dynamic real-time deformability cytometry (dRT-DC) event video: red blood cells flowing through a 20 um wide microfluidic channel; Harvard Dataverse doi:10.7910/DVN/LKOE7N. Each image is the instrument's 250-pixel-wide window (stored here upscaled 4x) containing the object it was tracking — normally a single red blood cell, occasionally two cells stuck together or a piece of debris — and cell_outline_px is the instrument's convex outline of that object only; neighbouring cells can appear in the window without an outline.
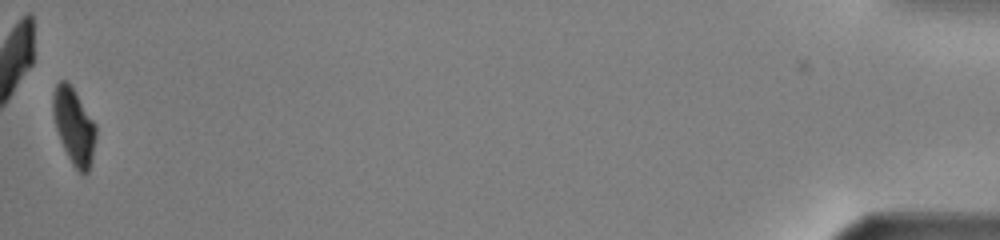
{"species": "common noctule bat (a hibernating species)", "species_latin": "Nyctalus noctula", "temperature_condition": "warm", "stored_images_in_passage": 49, "camera_frame_rate_fps": 3000, "um_per_image_px": 0.085, "animal": {"sex": "male", "body_mass_g": 13.0, "forearm_length_mm": 53.1}, "frame": {"image": 1, "passage_image": 49, "time_ms": 16.0, "image_size_px": [1000, 240], "cell_outline_px": [[96, 136], [92, 160], [88, 172], [84, 176], [72, 164], [60, 140], [56, 128], [52, 112], [52, 96], [56, 84], [60, 80], [64, 80], [72, 88], [96, 124]], "centroid_in_image_um": [6.28, 10.75], "position_along_channel_um": 428.9, "area_um2": 18.84}, "authors_computed_cell_mechanics": {"area_um2": 21.9062, "velocity_mm_per_s": 4.0277, "shape_relaxation_time_tau1_ms": 1.8982, "shape_relaxation_time_tau2_ms": null, "deformation_change_tau1": 0.1091, "deformation_change_tau2": null}}